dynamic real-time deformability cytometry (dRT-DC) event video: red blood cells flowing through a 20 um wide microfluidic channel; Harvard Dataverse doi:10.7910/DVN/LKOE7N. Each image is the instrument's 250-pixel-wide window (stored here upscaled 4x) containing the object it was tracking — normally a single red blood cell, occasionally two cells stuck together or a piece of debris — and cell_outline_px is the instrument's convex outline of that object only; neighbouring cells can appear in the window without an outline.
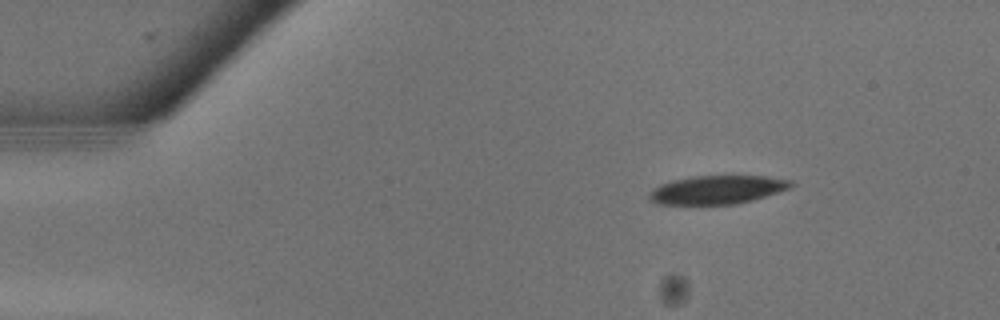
{"species": "common noctule bat (a hibernating species)", "species_latin": "Nyctalus noctula", "temperature_condition": "warm", "stored_images_in_passage": 28, "camera_frame_rate_fps": 3000, "um_per_image_px": 0.085, "animal": {"sex": "male", "body_mass_g": 13.3}, "frame": {"image": 1, "passage_image": 4, "time_ms": 1.0, "image_size_px": [1000, 320], "cell_outline_px": [[796, 184], [792, 188], [752, 200], [736, 204], [656, 204], [648, 200], [648, 192], [652, 188], [660, 184], [672, 180], [692, 176], [764, 176], [792, 180]], "centroid_in_image_um": [60.95, 16.13], "position_along_channel_um": 24.1, "area_um2": 23.81}}
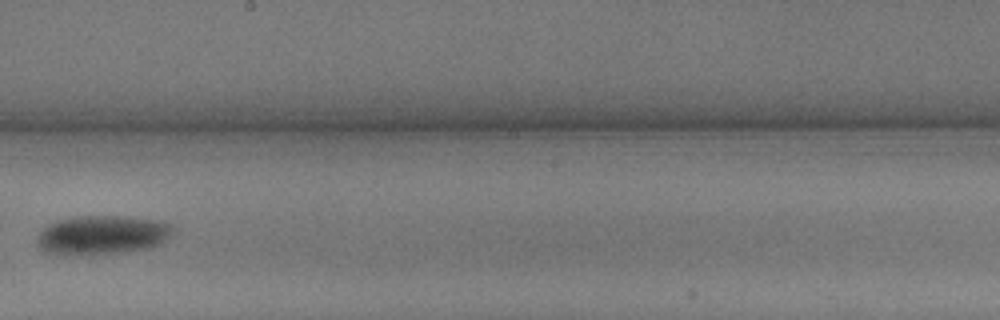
{"frame": {"image": 2, "passage_image": 16, "time_ms": 5.0, "image_size_px": [1000, 320], "cell_outline_px": [[176, 232], [160, 244], [144, 248], [120, 252], [44, 252], [36, 244], [36, 236], [40, 228], [56, 220], [76, 216], [128, 216], [152, 220], [172, 224], [176, 228]], "centroid_in_image_um": [8.69, 19.91], "position_along_channel_um": 239.5, "area_um2": 30.35}}
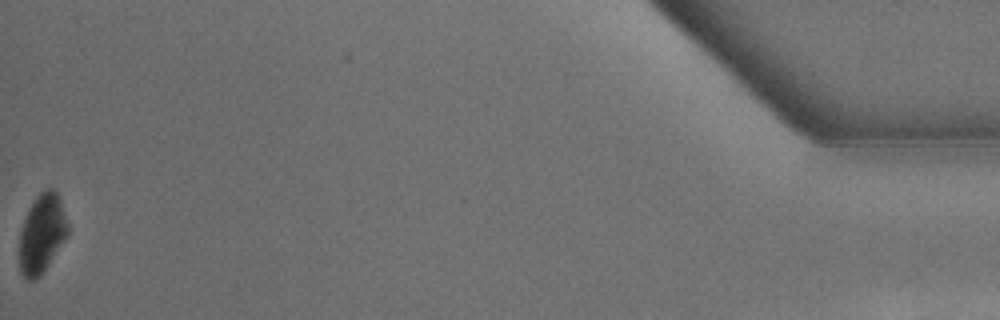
{"frame": {"image": 3, "passage_image": 28, "time_ms": 9.0, "image_size_px": [1000, 320], "cell_outline_px": [[68, 236], [40, 276], [32, 280], [28, 280], [20, 272], [20, 232], [28, 208], [32, 200], [40, 192], [48, 188], [52, 188], [60, 196], [68, 224]], "centroid_in_image_um": [3.58, 19.82], "position_along_channel_um": 431.6, "area_um2": 22.31}}